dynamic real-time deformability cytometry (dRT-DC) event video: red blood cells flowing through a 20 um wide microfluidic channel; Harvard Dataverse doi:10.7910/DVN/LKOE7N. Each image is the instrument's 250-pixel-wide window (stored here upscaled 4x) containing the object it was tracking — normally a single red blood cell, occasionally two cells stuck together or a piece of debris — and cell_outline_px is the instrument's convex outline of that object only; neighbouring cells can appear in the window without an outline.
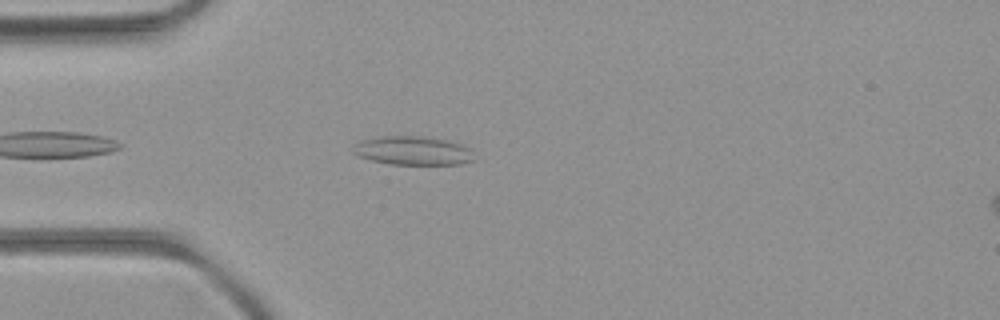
{"species": "common noctule bat (a hibernating species)", "species_latin": "Nyctalus noctula", "temperature_condition": "room temperature", "stored_images_in_passage": 17, "camera_frame_rate_fps": 3000, "um_per_image_px": 0.085, "animal": {"sex": "female", "body_mass_g": 21.9}, "frame": {"image": 1, "passage_image": 4, "time_ms": 1.0, "image_size_px": [1000, 320], "cell_outline_px": [[476, 160], [460, 164], [392, 164], [372, 160], [360, 156], [352, 152], [356, 144], [360, 140], [380, 136], [424, 136], [448, 140], [464, 144], [472, 148]], "centroid_in_image_um": [35.19, 12.79], "position_along_channel_um": 49.8, "area_um2": 20.52}}
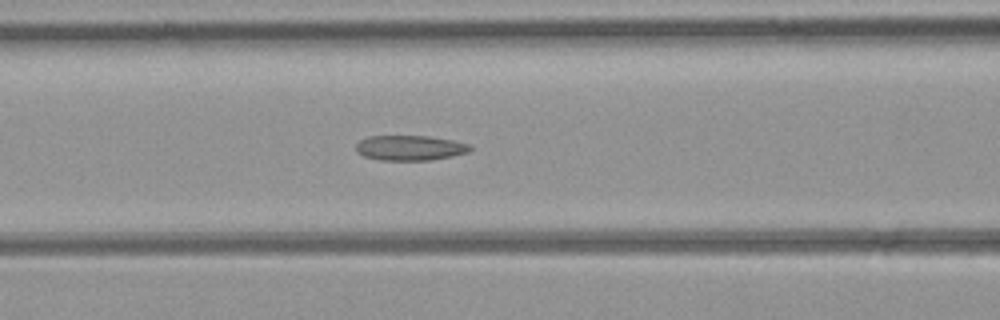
{"frame": {"image": 2, "passage_image": 11, "time_ms": 3.333, "image_size_px": [1000, 320], "cell_outline_px": [[472, 148], [468, 152], [452, 156], [428, 160], [380, 160], [364, 156], [356, 152], [356, 144], [360, 140], [368, 136], [428, 136], [452, 140], [468, 144]], "centroid_in_image_um": [34.81, 12.57], "position_along_channel_um": 131.8, "area_um2": 16.59}}
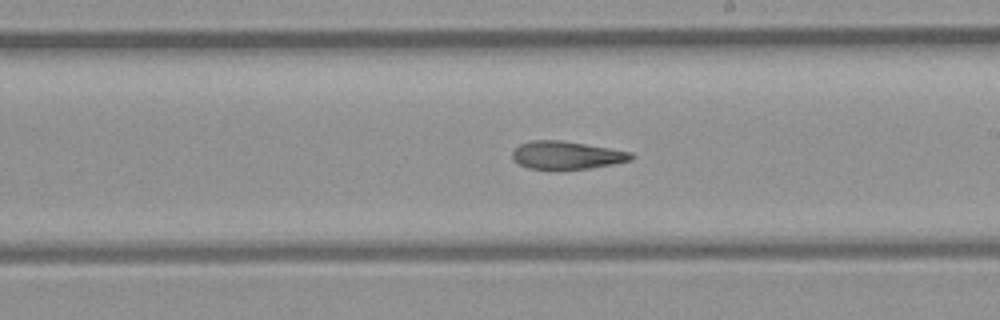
{"frame": {"image": 3, "passage_image": 16, "time_ms": 5.0, "image_size_px": [1000, 320], "cell_outline_px": [[636, 156], [632, 160], [612, 164], [588, 168], [528, 168], [512, 160], [512, 152], [520, 144], [532, 140], [560, 140], [632, 152]], "centroid_in_image_um": [48.17, 13.18], "position_along_channel_um": 240.8, "area_um2": 18.96}}